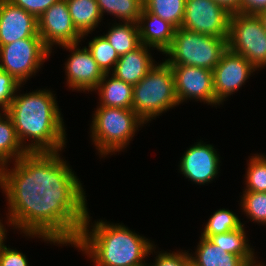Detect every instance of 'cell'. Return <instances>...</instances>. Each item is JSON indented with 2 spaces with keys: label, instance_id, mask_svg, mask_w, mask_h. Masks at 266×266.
I'll list each match as a JSON object with an SVG mask.
<instances>
[{
  "label": "cell",
  "instance_id": "1",
  "mask_svg": "<svg viewBox=\"0 0 266 266\" xmlns=\"http://www.w3.org/2000/svg\"><path fill=\"white\" fill-rule=\"evenodd\" d=\"M58 152H28L5 165L8 223L26 236L73 246L87 215L82 184Z\"/></svg>",
  "mask_w": 266,
  "mask_h": 266
},
{
  "label": "cell",
  "instance_id": "2",
  "mask_svg": "<svg viewBox=\"0 0 266 266\" xmlns=\"http://www.w3.org/2000/svg\"><path fill=\"white\" fill-rule=\"evenodd\" d=\"M5 112L11 117L17 137L27 152H60L65 147L64 119L50 90L15 93ZM28 138L31 142L26 144L24 141Z\"/></svg>",
  "mask_w": 266,
  "mask_h": 266
},
{
  "label": "cell",
  "instance_id": "3",
  "mask_svg": "<svg viewBox=\"0 0 266 266\" xmlns=\"http://www.w3.org/2000/svg\"><path fill=\"white\" fill-rule=\"evenodd\" d=\"M90 218L87 212L73 247L86 253L96 266H148L144 258L156 250L149 239L125 225L109 224L103 220L92 224L89 231Z\"/></svg>",
  "mask_w": 266,
  "mask_h": 266
},
{
  "label": "cell",
  "instance_id": "4",
  "mask_svg": "<svg viewBox=\"0 0 266 266\" xmlns=\"http://www.w3.org/2000/svg\"><path fill=\"white\" fill-rule=\"evenodd\" d=\"M179 105L175 92L173 72L163 61L133 86L132 110L145 122Z\"/></svg>",
  "mask_w": 266,
  "mask_h": 266
},
{
  "label": "cell",
  "instance_id": "5",
  "mask_svg": "<svg viewBox=\"0 0 266 266\" xmlns=\"http://www.w3.org/2000/svg\"><path fill=\"white\" fill-rule=\"evenodd\" d=\"M92 120L91 138L101 157L125 149L138 126L146 124L132 109L106 106H98Z\"/></svg>",
  "mask_w": 266,
  "mask_h": 266
},
{
  "label": "cell",
  "instance_id": "6",
  "mask_svg": "<svg viewBox=\"0 0 266 266\" xmlns=\"http://www.w3.org/2000/svg\"><path fill=\"white\" fill-rule=\"evenodd\" d=\"M227 50V38L175 29L171 46L162 54L169 58V65H189L214 70L222 54Z\"/></svg>",
  "mask_w": 266,
  "mask_h": 266
},
{
  "label": "cell",
  "instance_id": "7",
  "mask_svg": "<svg viewBox=\"0 0 266 266\" xmlns=\"http://www.w3.org/2000/svg\"><path fill=\"white\" fill-rule=\"evenodd\" d=\"M227 49L243 55L258 70L266 66V30L258 14L231 13Z\"/></svg>",
  "mask_w": 266,
  "mask_h": 266
},
{
  "label": "cell",
  "instance_id": "8",
  "mask_svg": "<svg viewBox=\"0 0 266 266\" xmlns=\"http://www.w3.org/2000/svg\"><path fill=\"white\" fill-rule=\"evenodd\" d=\"M51 51L41 38H24L6 45H0V69L9 73L24 85L38 72Z\"/></svg>",
  "mask_w": 266,
  "mask_h": 266
},
{
  "label": "cell",
  "instance_id": "9",
  "mask_svg": "<svg viewBox=\"0 0 266 266\" xmlns=\"http://www.w3.org/2000/svg\"><path fill=\"white\" fill-rule=\"evenodd\" d=\"M231 13L214 0H186L181 28L203 35L228 38Z\"/></svg>",
  "mask_w": 266,
  "mask_h": 266
},
{
  "label": "cell",
  "instance_id": "10",
  "mask_svg": "<svg viewBox=\"0 0 266 266\" xmlns=\"http://www.w3.org/2000/svg\"><path fill=\"white\" fill-rule=\"evenodd\" d=\"M170 67L178 104L192 98L208 105H220L215 99L212 70L189 65H170Z\"/></svg>",
  "mask_w": 266,
  "mask_h": 266
},
{
  "label": "cell",
  "instance_id": "11",
  "mask_svg": "<svg viewBox=\"0 0 266 266\" xmlns=\"http://www.w3.org/2000/svg\"><path fill=\"white\" fill-rule=\"evenodd\" d=\"M38 34L52 52L53 45H69L81 42L82 35L73 25L66 0H59L38 19Z\"/></svg>",
  "mask_w": 266,
  "mask_h": 266
},
{
  "label": "cell",
  "instance_id": "12",
  "mask_svg": "<svg viewBox=\"0 0 266 266\" xmlns=\"http://www.w3.org/2000/svg\"><path fill=\"white\" fill-rule=\"evenodd\" d=\"M255 70L257 69L243 55L227 49L213 70L216 101L222 104L228 96L245 84Z\"/></svg>",
  "mask_w": 266,
  "mask_h": 266
},
{
  "label": "cell",
  "instance_id": "13",
  "mask_svg": "<svg viewBox=\"0 0 266 266\" xmlns=\"http://www.w3.org/2000/svg\"><path fill=\"white\" fill-rule=\"evenodd\" d=\"M78 45L79 43L60 46L66 50L70 49L69 52H72L65 64L66 83L72 90L94 91L104 73L98 67L87 47L80 49L77 47Z\"/></svg>",
  "mask_w": 266,
  "mask_h": 266
},
{
  "label": "cell",
  "instance_id": "14",
  "mask_svg": "<svg viewBox=\"0 0 266 266\" xmlns=\"http://www.w3.org/2000/svg\"><path fill=\"white\" fill-rule=\"evenodd\" d=\"M219 164L220 158L216 149L200 140L183 154L179 169L192 182L205 185L217 177Z\"/></svg>",
  "mask_w": 266,
  "mask_h": 266
},
{
  "label": "cell",
  "instance_id": "15",
  "mask_svg": "<svg viewBox=\"0 0 266 266\" xmlns=\"http://www.w3.org/2000/svg\"><path fill=\"white\" fill-rule=\"evenodd\" d=\"M24 38H41L37 18L9 0H0V45Z\"/></svg>",
  "mask_w": 266,
  "mask_h": 266
},
{
  "label": "cell",
  "instance_id": "16",
  "mask_svg": "<svg viewBox=\"0 0 266 266\" xmlns=\"http://www.w3.org/2000/svg\"><path fill=\"white\" fill-rule=\"evenodd\" d=\"M148 47L141 44L135 50L119 56V60L110 75H114L132 86L136 85L155 66V61L149 53Z\"/></svg>",
  "mask_w": 266,
  "mask_h": 266
},
{
  "label": "cell",
  "instance_id": "17",
  "mask_svg": "<svg viewBox=\"0 0 266 266\" xmlns=\"http://www.w3.org/2000/svg\"><path fill=\"white\" fill-rule=\"evenodd\" d=\"M138 29L141 44L165 52L172 44L175 27L147 9L141 11Z\"/></svg>",
  "mask_w": 266,
  "mask_h": 266
},
{
  "label": "cell",
  "instance_id": "18",
  "mask_svg": "<svg viewBox=\"0 0 266 266\" xmlns=\"http://www.w3.org/2000/svg\"><path fill=\"white\" fill-rule=\"evenodd\" d=\"M108 78V73H104L99 85L94 89L100 97L98 106L132 109L133 86L114 75Z\"/></svg>",
  "mask_w": 266,
  "mask_h": 266
},
{
  "label": "cell",
  "instance_id": "19",
  "mask_svg": "<svg viewBox=\"0 0 266 266\" xmlns=\"http://www.w3.org/2000/svg\"><path fill=\"white\" fill-rule=\"evenodd\" d=\"M193 255L190 254L192 266H249L240 256L226 253L203 236Z\"/></svg>",
  "mask_w": 266,
  "mask_h": 266
},
{
  "label": "cell",
  "instance_id": "20",
  "mask_svg": "<svg viewBox=\"0 0 266 266\" xmlns=\"http://www.w3.org/2000/svg\"><path fill=\"white\" fill-rule=\"evenodd\" d=\"M208 239L226 253L240 256L249 266H261V262H256L254 249L248 243L244 224L236 230L209 236Z\"/></svg>",
  "mask_w": 266,
  "mask_h": 266
},
{
  "label": "cell",
  "instance_id": "21",
  "mask_svg": "<svg viewBox=\"0 0 266 266\" xmlns=\"http://www.w3.org/2000/svg\"><path fill=\"white\" fill-rule=\"evenodd\" d=\"M76 30L84 38L100 24L101 13L96 0H66Z\"/></svg>",
  "mask_w": 266,
  "mask_h": 266
},
{
  "label": "cell",
  "instance_id": "22",
  "mask_svg": "<svg viewBox=\"0 0 266 266\" xmlns=\"http://www.w3.org/2000/svg\"><path fill=\"white\" fill-rule=\"evenodd\" d=\"M119 56L135 50L141 45L138 24L121 22L113 25L103 35Z\"/></svg>",
  "mask_w": 266,
  "mask_h": 266
},
{
  "label": "cell",
  "instance_id": "23",
  "mask_svg": "<svg viewBox=\"0 0 266 266\" xmlns=\"http://www.w3.org/2000/svg\"><path fill=\"white\" fill-rule=\"evenodd\" d=\"M2 113H0V159L8 164L11 162L9 160L14 159L15 162L28 152L17 137L11 117L5 111Z\"/></svg>",
  "mask_w": 266,
  "mask_h": 266
},
{
  "label": "cell",
  "instance_id": "24",
  "mask_svg": "<svg viewBox=\"0 0 266 266\" xmlns=\"http://www.w3.org/2000/svg\"><path fill=\"white\" fill-rule=\"evenodd\" d=\"M101 16L105 12L116 16L122 22L138 24L143 0H96Z\"/></svg>",
  "mask_w": 266,
  "mask_h": 266
},
{
  "label": "cell",
  "instance_id": "25",
  "mask_svg": "<svg viewBox=\"0 0 266 266\" xmlns=\"http://www.w3.org/2000/svg\"><path fill=\"white\" fill-rule=\"evenodd\" d=\"M185 5L186 0H143V9L169 22L176 29L183 22Z\"/></svg>",
  "mask_w": 266,
  "mask_h": 266
},
{
  "label": "cell",
  "instance_id": "26",
  "mask_svg": "<svg viewBox=\"0 0 266 266\" xmlns=\"http://www.w3.org/2000/svg\"><path fill=\"white\" fill-rule=\"evenodd\" d=\"M87 49L103 73L110 74L113 71L115 64L119 60V55L104 36L94 37L89 42Z\"/></svg>",
  "mask_w": 266,
  "mask_h": 266
},
{
  "label": "cell",
  "instance_id": "27",
  "mask_svg": "<svg viewBox=\"0 0 266 266\" xmlns=\"http://www.w3.org/2000/svg\"><path fill=\"white\" fill-rule=\"evenodd\" d=\"M243 223L238 216L231 212L229 209H219L214 212L207 224L204 227V231L201 236L208 238L221 233L230 232L240 228Z\"/></svg>",
  "mask_w": 266,
  "mask_h": 266
},
{
  "label": "cell",
  "instance_id": "28",
  "mask_svg": "<svg viewBox=\"0 0 266 266\" xmlns=\"http://www.w3.org/2000/svg\"><path fill=\"white\" fill-rule=\"evenodd\" d=\"M246 170L245 191L266 192V156H251Z\"/></svg>",
  "mask_w": 266,
  "mask_h": 266
},
{
  "label": "cell",
  "instance_id": "29",
  "mask_svg": "<svg viewBox=\"0 0 266 266\" xmlns=\"http://www.w3.org/2000/svg\"><path fill=\"white\" fill-rule=\"evenodd\" d=\"M241 198L242 212L257 224L266 225V192L244 191Z\"/></svg>",
  "mask_w": 266,
  "mask_h": 266
},
{
  "label": "cell",
  "instance_id": "30",
  "mask_svg": "<svg viewBox=\"0 0 266 266\" xmlns=\"http://www.w3.org/2000/svg\"><path fill=\"white\" fill-rule=\"evenodd\" d=\"M21 84L17 82L9 73L0 69V109L5 111L15 94L20 90ZM18 89V90H17Z\"/></svg>",
  "mask_w": 266,
  "mask_h": 266
},
{
  "label": "cell",
  "instance_id": "31",
  "mask_svg": "<svg viewBox=\"0 0 266 266\" xmlns=\"http://www.w3.org/2000/svg\"><path fill=\"white\" fill-rule=\"evenodd\" d=\"M148 266H192L190 253L177 251L175 252H162L155 257V263Z\"/></svg>",
  "mask_w": 266,
  "mask_h": 266
},
{
  "label": "cell",
  "instance_id": "32",
  "mask_svg": "<svg viewBox=\"0 0 266 266\" xmlns=\"http://www.w3.org/2000/svg\"><path fill=\"white\" fill-rule=\"evenodd\" d=\"M14 5L34 15L37 19L59 0H9Z\"/></svg>",
  "mask_w": 266,
  "mask_h": 266
},
{
  "label": "cell",
  "instance_id": "33",
  "mask_svg": "<svg viewBox=\"0 0 266 266\" xmlns=\"http://www.w3.org/2000/svg\"><path fill=\"white\" fill-rule=\"evenodd\" d=\"M0 266H29V264L26 255L5 245L0 251Z\"/></svg>",
  "mask_w": 266,
  "mask_h": 266
},
{
  "label": "cell",
  "instance_id": "34",
  "mask_svg": "<svg viewBox=\"0 0 266 266\" xmlns=\"http://www.w3.org/2000/svg\"><path fill=\"white\" fill-rule=\"evenodd\" d=\"M266 10V0H241V12L258 14Z\"/></svg>",
  "mask_w": 266,
  "mask_h": 266
},
{
  "label": "cell",
  "instance_id": "35",
  "mask_svg": "<svg viewBox=\"0 0 266 266\" xmlns=\"http://www.w3.org/2000/svg\"><path fill=\"white\" fill-rule=\"evenodd\" d=\"M224 6L230 13L241 12V0H214Z\"/></svg>",
  "mask_w": 266,
  "mask_h": 266
},
{
  "label": "cell",
  "instance_id": "36",
  "mask_svg": "<svg viewBox=\"0 0 266 266\" xmlns=\"http://www.w3.org/2000/svg\"><path fill=\"white\" fill-rule=\"evenodd\" d=\"M2 220H0V251L1 249L5 246L4 245V241H5V238H6V228L5 226L2 224L1 222Z\"/></svg>",
  "mask_w": 266,
  "mask_h": 266
},
{
  "label": "cell",
  "instance_id": "37",
  "mask_svg": "<svg viewBox=\"0 0 266 266\" xmlns=\"http://www.w3.org/2000/svg\"><path fill=\"white\" fill-rule=\"evenodd\" d=\"M5 163L0 159V187L2 185L3 182V178H4V169H5Z\"/></svg>",
  "mask_w": 266,
  "mask_h": 266
},
{
  "label": "cell",
  "instance_id": "38",
  "mask_svg": "<svg viewBox=\"0 0 266 266\" xmlns=\"http://www.w3.org/2000/svg\"><path fill=\"white\" fill-rule=\"evenodd\" d=\"M258 15L261 18V22L264 26V29L266 30V10L259 12Z\"/></svg>",
  "mask_w": 266,
  "mask_h": 266
}]
</instances>
